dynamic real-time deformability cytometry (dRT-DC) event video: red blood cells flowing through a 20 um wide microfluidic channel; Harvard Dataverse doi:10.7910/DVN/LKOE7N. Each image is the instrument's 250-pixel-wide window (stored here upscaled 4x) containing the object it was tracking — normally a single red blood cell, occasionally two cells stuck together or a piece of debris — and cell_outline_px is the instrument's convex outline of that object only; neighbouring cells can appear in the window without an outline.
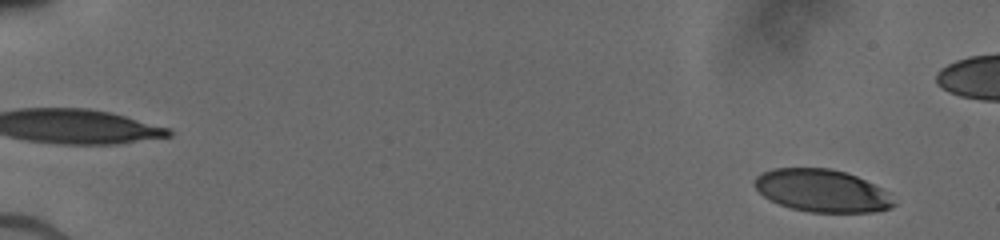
{"species": "human", "species_latin": "Homo sapiens", "temperature_condition": "cold", "stored_images_in_passage": 61, "camera_frame_rate_fps": 3000, "um_per_image_px": 0.085, "donor": {"sex": "male"}, "frame": {"image": 1, "passage_image": 4, "time_ms": 1.0, "image_size_px": [1000, 240], "cell_outline_px": [[896, 204], [892, 208], [872, 212], [812, 212], [792, 208], [780, 204], [764, 196], [752, 184], [752, 180], [756, 176], [772, 168], [832, 168], [856, 176], [892, 192]], "centroid_in_image_um": [69.92, 16.2], "position_along_channel_um": 15.1, "area_um2": 34.74}}
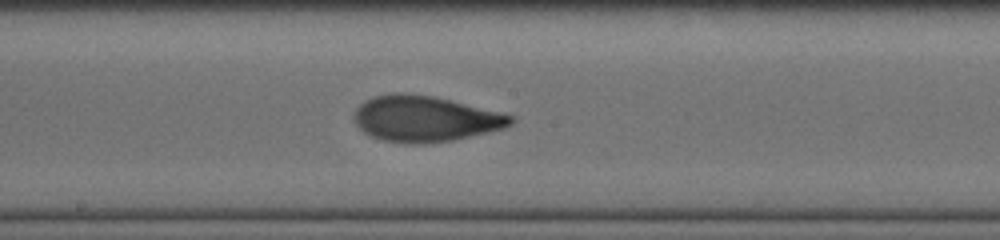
{"frame": {"image": 2, "passage_image": 39, "time_ms": 10.0, "image_size_px": [1000, 240], "cell_outline_px": [[516, 120], [512, 124], [504, 128], [488, 132], [452, 140], [428, 144], [408, 144], [384, 140], [372, 136], [364, 132], [356, 124], [352, 116], [356, 108], [364, 100], [372, 96], [396, 92], [400, 92], [432, 96], [512, 116]], "centroid_in_image_um": [36.06, 10.1], "position_along_channel_um": 212.1, "area_um2": 41.56}}
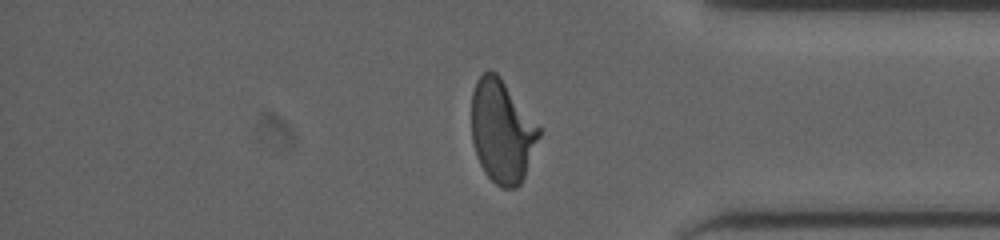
{"frame": {"image": 3, "passage_image": 54, "time_ms": 14.667, "image_size_px": [1000, 240], "cell_outline_px": [[540, 136], [524, 176], [520, 184], [516, 188], [500, 188], [484, 172], [476, 156], [472, 140], [472, 92], [476, 80], [488, 68], [496, 72], [500, 76], [540, 128]], "centroid_in_image_um": [42.65, 11.15], "position_along_channel_um": 392.6, "area_um2": 40.34}}